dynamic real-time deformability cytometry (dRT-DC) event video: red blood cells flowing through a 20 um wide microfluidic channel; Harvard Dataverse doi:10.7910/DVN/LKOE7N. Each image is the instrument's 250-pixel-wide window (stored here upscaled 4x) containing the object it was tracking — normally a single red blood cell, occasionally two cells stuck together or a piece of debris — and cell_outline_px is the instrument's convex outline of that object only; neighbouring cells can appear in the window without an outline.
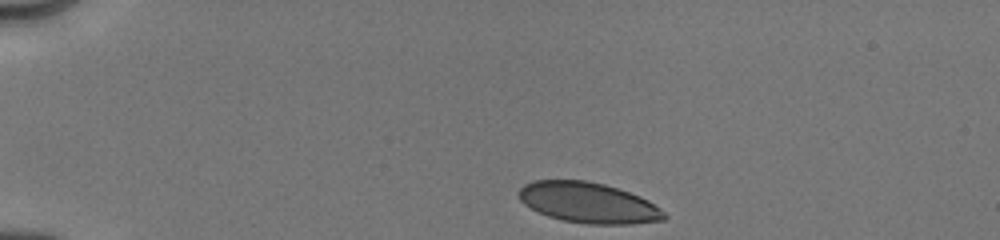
{"species": "human", "species_latin": "Homo sapiens", "temperature_condition": "cold", "stored_images_in_passage": 53, "camera_frame_rate_fps": 3000, "um_per_image_px": 0.085, "donor": {"sex": "male"}, "frame": {"image": 1, "passage_image": 1, "time_ms": 0.0, "image_size_px": [1000, 240], "cell_outline_px": [[668, 216], [664, 220], [628, 224], [588, 224], [564, 220], [548, 216], [524, 204], [520, 200], [516, 192], [524, 184], [532, 180], [584, 180], [604, 184], [640, 196], [648, 200], [660, 208]], "centroid_in_image_um": [49.99, 17.22], "position_along_channel_um": 35.0, "area_um2": 34.28}}
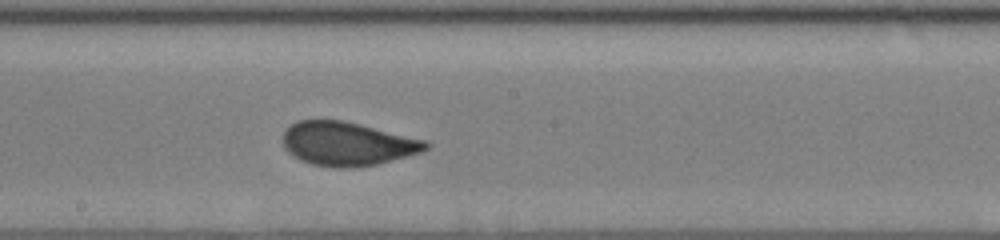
{"frame": {"image": 2, "passage_image": 33, "time_ms": 6.333, "image_size_px": [1000, 240], "cell_outline_px": [[428, 148], [420, 152], [376, 164], [356, 168], [332, 168], [312, 164], [300, 160], [292, 156], [284, 148], [284, 132], [296, 120], [344, 120], [424, 140], [428, 144]], "centroid_in_image_um": [29.47, 12.23], "position_along_channel_um": 218.7, "area_um2": 36.18}}
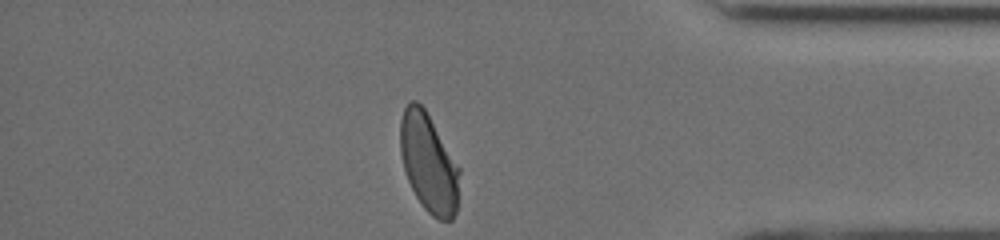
{"frame": {"image": 3, "passage_image": 52, "time_ms": 11.333, "image_size_px": [1000, 240], "cell_outline_px": [[460, 172], [456, 212], [452, 220], [440, 220], [432, 216], [424, 208], [416, 196], [408, 180], [404, 168], [400, 152], [400, 120], [404, 108], [412, 100], [416, 100], [424, 108], [460, 168]], "centroid_in_image_um": [36.43, 13.86], "position_along_channel_um": 398.8, "area_um2": 33.81}, "authors_computed_cell_mechanics": {"area_um2": 36.1828, "velocity_mm_per_s": 4.0067, "shape_relaxation_time_tau1_ms": 3.8147, "shape_relaxation_time_tau2_ms": null, "deformation_change_tau1": 0.1169, "deformation_change_tau2": null}}